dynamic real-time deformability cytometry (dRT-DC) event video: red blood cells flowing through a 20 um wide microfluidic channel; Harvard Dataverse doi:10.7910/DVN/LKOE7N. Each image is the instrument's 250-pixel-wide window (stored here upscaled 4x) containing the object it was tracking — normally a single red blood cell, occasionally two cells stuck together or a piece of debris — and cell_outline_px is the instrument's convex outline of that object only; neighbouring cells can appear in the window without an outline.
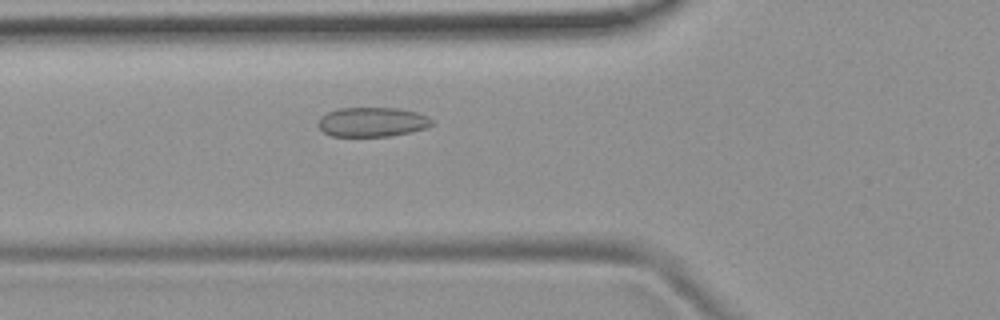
{"species": "common noctule bat (a hibernating species)", "species_latin": "Nyctalus noctula", "temperature_condition": "room temperature", "stored_images_in_passage": 37, "camera_frame_rate_fps": 3000, "um_per_image_px": 0.085, "animal": {"sex": "female", "body_mass_g": 19.9}, "frame": {"image": 1, "passage_image": 3, "time_ms": 0.667, "image_size_px": [1000, 320], "cell_outline_px": [[436, 124], [428, 128], [412, 132], [388, 136], [332, 136], [324, 132], [316, 124], [320, 116], [328, 112], [340, 108], [396, 108], [416, 112], [428, 116]], "centroid_in_image_um": [31.66, 10.37], "position_along_channel_um": 94.1, "area_um2": 19.71}}
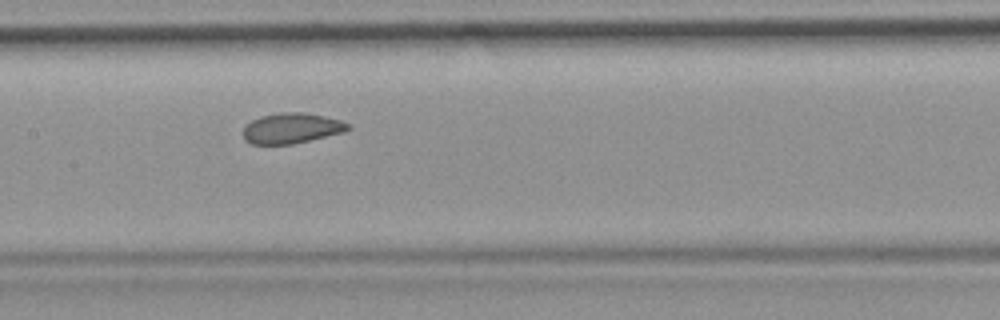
{"frame": {"image": 2, "passage_image": 10, "time_ms": 3.0, "image_size_px": [1000, 320], "cell_outline_px": [[352, 128], [344, 132], [292, 144], [252, 144], [244, 140], [244, 124], [260, 116], [280, 112], [304, 112], [324, 116], [340, 120], [352, 124]], "centroid_in_image_um": [24.79, 10.89], "position_along_channel_um": 182.6, "area_um2": 18.73}}
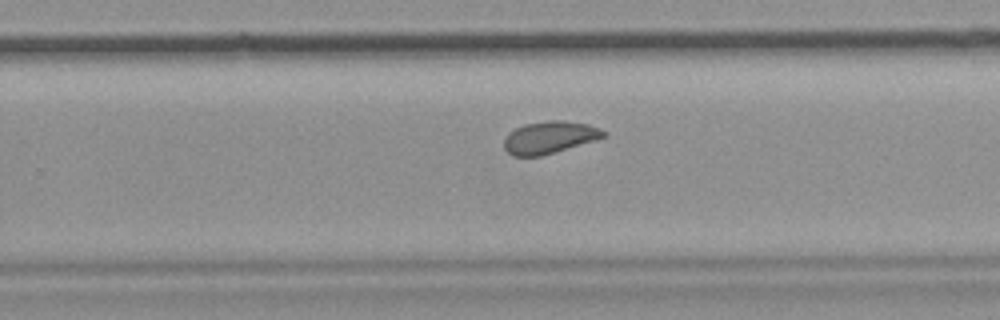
{"frame": {"image": 3, "passage_image": 18, "time_ms": 5.667, "image_size_px": [1000, 320], "cell_outline_px": [[608, 136], [596, 140], [540, 156], [512, 156], [504, 148], [504, 136], [508, 132], [524, 124], [552, 120], [564, 120], [588, 124], [608, 132]], "centroid_in_image_um": [46.71, 11.67], "position_along_channel_um": 283.1, "area_um2": 18.79}, "authors_computed_cell_mechanics": {"area_um2": 19.0162, "velocity_mm_per_s": 3.7863, "shape_relaxation_time_tau1_ms": null, "shape_relaxation_time_tau2_ms": 1.4889, "deformation_change_tau1": null, "deformation_change_tau2": 0.0576}}